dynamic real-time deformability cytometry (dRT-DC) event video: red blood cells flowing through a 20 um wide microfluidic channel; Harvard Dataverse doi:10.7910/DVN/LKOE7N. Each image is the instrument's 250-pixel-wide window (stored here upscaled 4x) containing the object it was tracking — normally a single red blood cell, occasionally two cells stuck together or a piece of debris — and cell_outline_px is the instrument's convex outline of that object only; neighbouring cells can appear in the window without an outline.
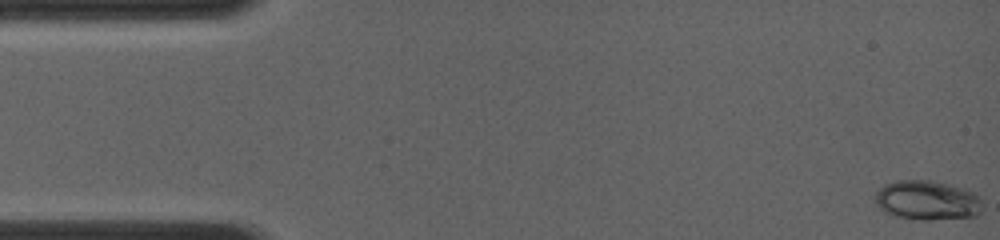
{"species": "common noctule bat (a hibernating species)", "species_latin": "Nyctalus noctula", "temperature_condition": "room temperature", "stored_images_in_passage": 41, "camera_frame_rate_fps": 4000, "um_per_image_px": 0.085, "animal": {"sex": "female", "body_mass_g": 19.0, "forearm_length_mm": 56.7}, "frame": {"image": 1, "passage_image": 1, "time_ms": 0.0, "image_size_px": [1000, 240], "cell_outline_px": [[980, 212], [976, 216], [928, 220], [912, 220], [892, 216], [884, 212], [876, 204], [876, 192], [884, 184], [896, 180], [932, 180], [964, 188], [976, 192], [980, 196]], "centroid_in_image_um": [78.79, 17.03], "position_along_channel_um": 6.2, "area_um2": 25.03}}
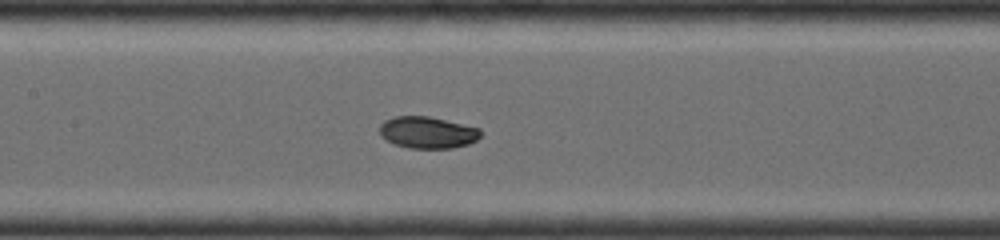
{"frame": {"image": 2, "passage_image": 30, "time_ms": 6.75, "image_size_px": [1000, 240], "cell_outline_px": [[480, 136], [476, 140], [468, 144], [452, 148], [408, 148], [396, 144], [380, 136], [380, 124], [384, 120], [396, 116], [428, 116], [480, 128]], "centroid_in_image_um": [36.33, 11.25], "position_along_channel_um": 171.1, "area_um2": 18.55}}
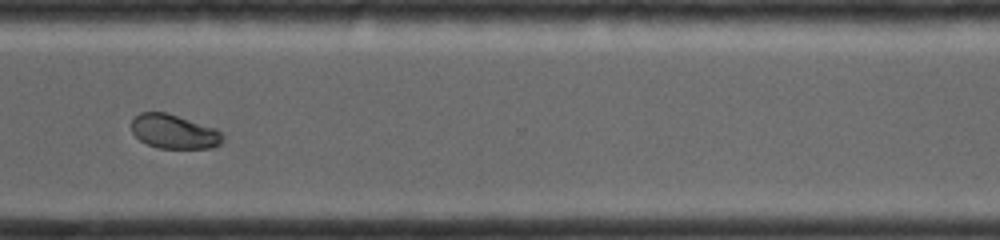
{"frame": {"image": 3, "passage_image": 40, "time_ms": 11.0, "image_size_px": [1000, 240], "cell_outline_px": [[224, 140], [220, 144], [212, 148], [156, 148], [140, 140], [132, 132], [132, 120], [140, 112], [164, 112], [216, 128], [224, 136]], "centroid_in_image_um": [14.81, 11.2], "position_along_channel_um": 355.8, "area_um2": 18.09}}